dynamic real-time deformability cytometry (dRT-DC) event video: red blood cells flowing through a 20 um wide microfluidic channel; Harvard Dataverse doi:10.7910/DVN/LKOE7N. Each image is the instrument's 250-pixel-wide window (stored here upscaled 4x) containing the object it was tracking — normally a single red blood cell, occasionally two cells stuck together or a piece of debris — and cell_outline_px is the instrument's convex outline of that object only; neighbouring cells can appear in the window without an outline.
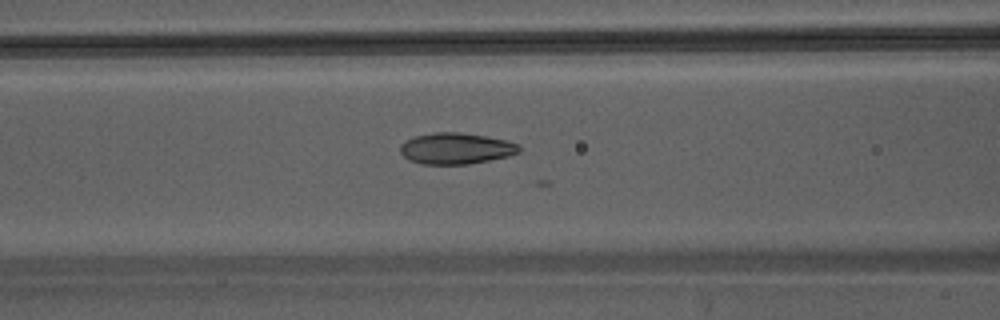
{"species": "Egyptian fruit bat (a non-hibernating species)", "species_latin": "Rousettus aegyptiacus", "temperature_condition": "warm", "stored_images_in_passage": 12, "camera_frame_rate_fps": 3000, "um_per_image_px": 0.085, "animal": {"sex": "male"}, "frame": {"image": 1, "passage_image": 5, "time_ms": 1.333, "image_size_px": [1000, 320], "cell_outline_px": [[520, 152], [508, 156], [468, 164], [424, 164], [408, 160], [400, 152], [400, 144], [404, 140], [412, 136], [436, 132], [460, 132], [484, 136], [504, 140], [520, 144]], "centroid_in_image_um": [38.72, 12.61], "position_along_channel_um": 127.9, "area_um2": 21.68}}
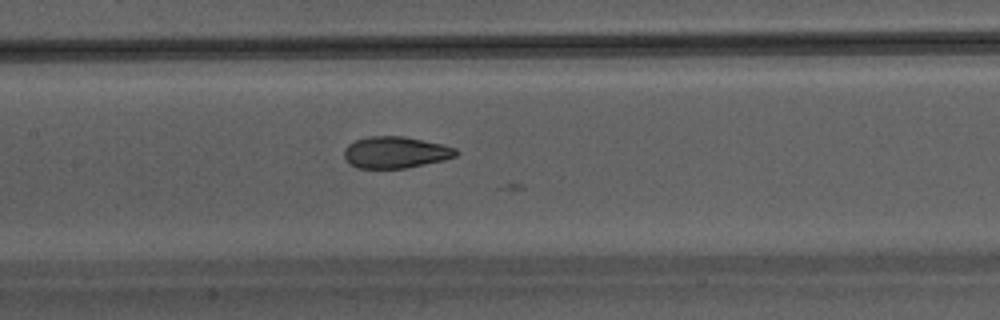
{"frame": {"image": 2, "passage_image": 8, "time_ms": 2.333, "image_size_px": [1000, 320], "cell_outline_px": [[460, 152], [456, 156], [444, 160], [404, 168], [356, 168], [348, 164], [344, 156], [344, 148], [348, 144], [356, 140], [368, 136], [404, 136], [444, 144], [456, 148]], "centroid_in_image_um": [33.62, 12.94], "position_along_channel_um": 173.8, "area_um2": 20.81}}
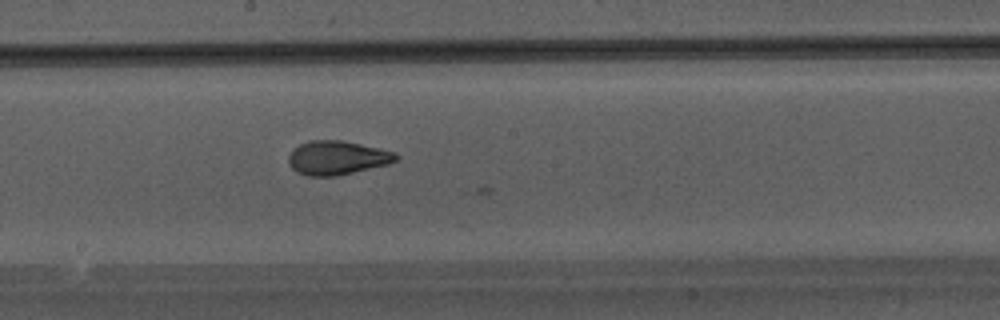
{"frame": {"image": 3, "passage_image": 11, "time_ms": 3.333, "image_size_px": [1000, 320], "cell_outline_px": [[400, 156], [396, 160], [388, 164], [336, 176], [308, 176], [296, 172], [288, 164], [288, 156], [300, 144], [312, 140], [340, 140], [360, 144], [396, 152]], "centroid_in_image_um": [28.65, 13.42], "position_along_channel_um": 219.5, "area_um2": 21.1}}